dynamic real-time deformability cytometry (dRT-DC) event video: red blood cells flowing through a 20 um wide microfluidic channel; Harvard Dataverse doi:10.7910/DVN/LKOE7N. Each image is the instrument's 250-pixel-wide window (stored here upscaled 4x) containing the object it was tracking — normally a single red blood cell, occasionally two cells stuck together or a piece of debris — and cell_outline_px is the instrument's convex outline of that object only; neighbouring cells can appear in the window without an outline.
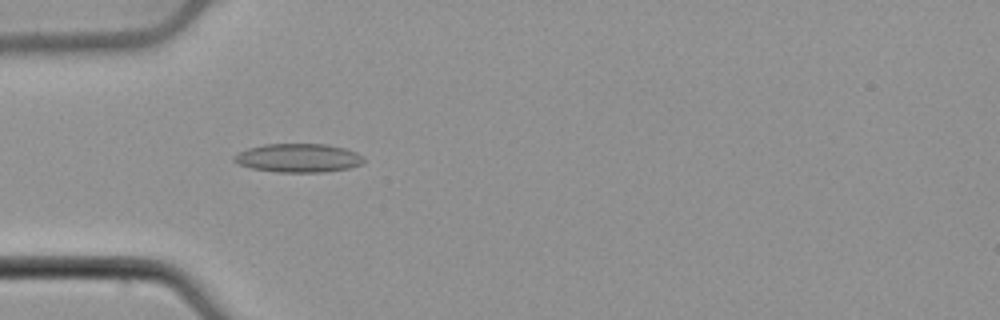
{"species": "common noctule bat (a hibernating species)", "species_latin": "Nyctalus noctula", "temperature_condition": "cold", "stored_images_in_passage": 53, "camera_frame_rate_fps": 3000, "um_per_image_px": 0.085, "animal": {"sex": "male", "body_mass_g": 21.5, "forearm_length_mm": 52.0}, "frame": {"image": 1, "passage_image": 16, "time_ms": 5.0, "image_size_px": [1000, 320], "cell_outline_px": [[364, 160], [360, 164], [348, 168], [324, 172], [276, 172], [252, 168], [240, 164], [232, 160], [232, 156], [248, 148], [264, 144], [328, 144], [344, 148], [356, 152], [364, 156]], "centroid_in_image_um": [25.36, 13.42], "position_along_channel_um": 59.6, "area_um2": 21.62}}
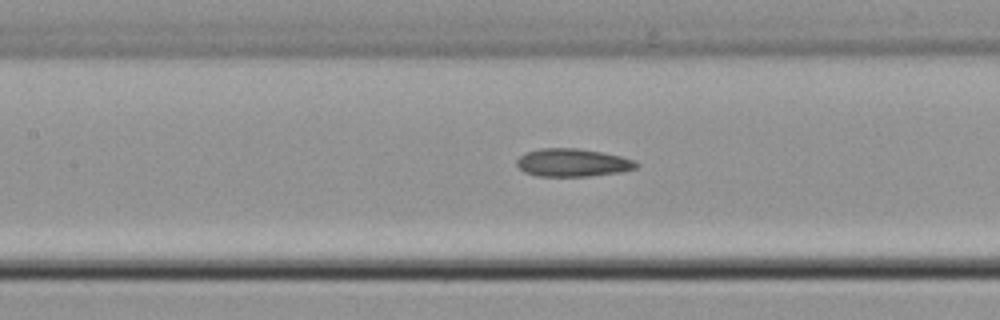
{"frame": {"image": 2, "passage_image": 24, "time_ms": 7.667, "image_size_px": [1000, 320], "cell_outline_px": [[640, 164], [636, 168], [620, 172], [588, 176], [536, 176], [524, 172], [516, 164], [516, 160], [524, 152], [540, 148], [580, 148], [620, 156], [636, 160]], "centroid_in_image_um": [48.66, 13.82], "position_along_channel_um": 158.7, "area_um2": 19.59}}
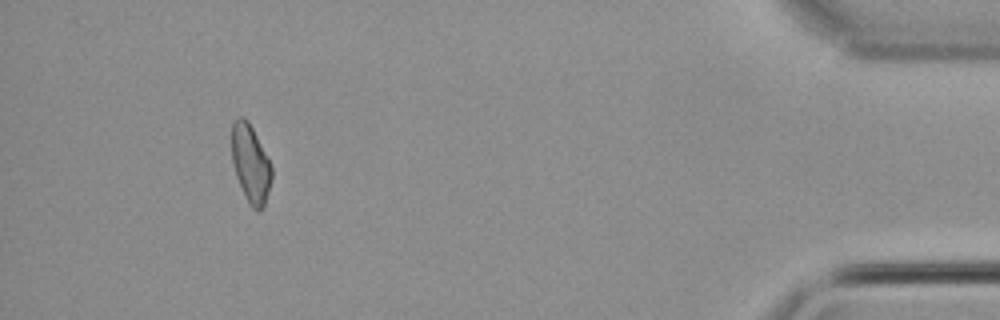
{"frame": {"image": 3, "passage_image": 49, "time_ms": 16.0, "image_size_px": [1000, 320], "cell_outline_px": [[272, 176], [264, 204], [256, 212], [248, 204], [244, 196], [236, 176], [232, 160], [232, 120], [236, 116], [244, 116], [248, 120], [272, 168]], "centroid_in_image_um": [21.26, 13.89], "position_along_channel_um": 413.9, "area_um2": 17.92}, "authors_computed_cell_mechanics": {"area_um2": 19.5364, "velocity_mm_per_s": 3.8578, "shape_relaxation_time_tau1_ms": null, "shape_relaxation_time_tau2_ms": 5.2525, "deformation_change_tau1": null, "deformation_change_tau2": 0.1168}}